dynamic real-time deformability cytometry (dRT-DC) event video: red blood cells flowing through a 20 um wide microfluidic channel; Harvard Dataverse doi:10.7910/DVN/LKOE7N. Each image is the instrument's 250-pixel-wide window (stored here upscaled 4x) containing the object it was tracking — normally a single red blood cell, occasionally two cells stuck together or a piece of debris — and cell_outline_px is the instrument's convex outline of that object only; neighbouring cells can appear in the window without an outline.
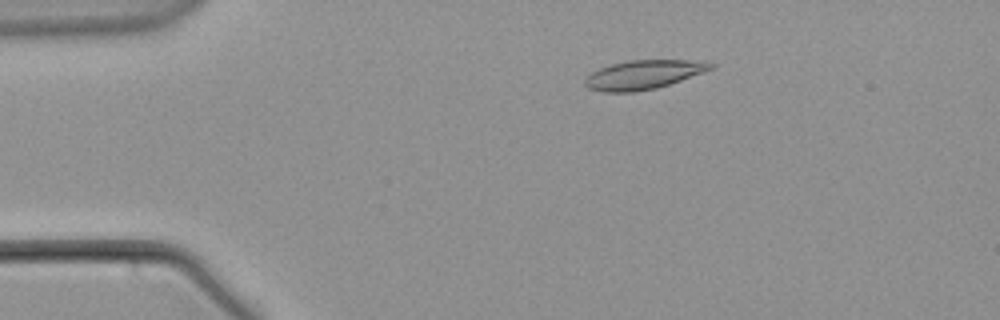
{"species": "common noctule bat (a hibernating species)", "species_latin": "Nyctalus noctula", "temperature_condition": "warm", "stored_images_in_passage": 56, "camera_frame_rate_fps": 3000, "um_per_image_px": 0.085, "animal": {"sex": "male", "body_mass_g": 21.5, "forearm_length_mm": 52.0}, "frame": {"image": 1, "passage_image": 11, "time_ms": 3.333, "image_size_px": [1000, 320], "cell_outline_px": [[716, 64], [712, 68], [680, 80], [656, 88], [632, 92], [604, 92], [588, 88], [584, 84], [584, 80], [592, 72], [600, 68], [612, 64], [628, 60], [704, 60]], "centroid_in_image_um": [54.68, 6.34], "position_along_channel_um": 30.3, "area_um2": 21.04}}
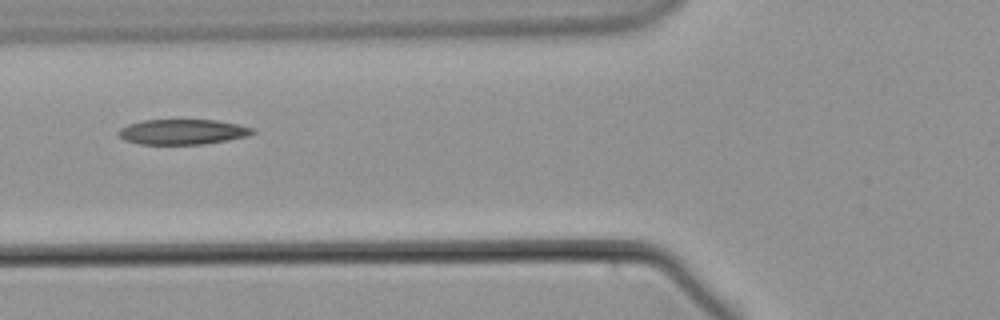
{"frame": {"image": 2, "passage_image": 22, "time_ms": 7.0, "image_size_px": [1000, 320], "cell_outline_px": [[256, 132], [248, 136], [228, 140], [204, 144], [140, 144], [124, 140], [116, 132], [120, 128], [128, 124], [140, 120], [216, 120], [256, 128]], "centroid_in_image_um": [15.52, 11.2], "position_along_channel_um": 110.3, "area_um2": 19.83}}
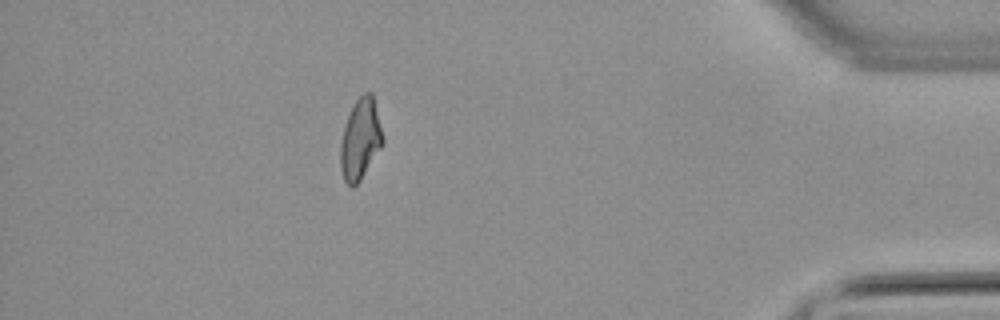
{"frame": {"image": 3, "passage_image": 50, "time_ms": 16.333, "image_size_px": [1000, 320], "cell_outline_px": [[384, 144], [360, 180], [352, 188], [344, 180], [340, 168], [340, 144], [344, 128], [348, 116], [356, 100], [364, 92], [372, 92], [384, 140]], "centroid_in_image_um": [30.63, 11.85], "position_along_channel_um": 404.6, "area_um2": 19.77}}